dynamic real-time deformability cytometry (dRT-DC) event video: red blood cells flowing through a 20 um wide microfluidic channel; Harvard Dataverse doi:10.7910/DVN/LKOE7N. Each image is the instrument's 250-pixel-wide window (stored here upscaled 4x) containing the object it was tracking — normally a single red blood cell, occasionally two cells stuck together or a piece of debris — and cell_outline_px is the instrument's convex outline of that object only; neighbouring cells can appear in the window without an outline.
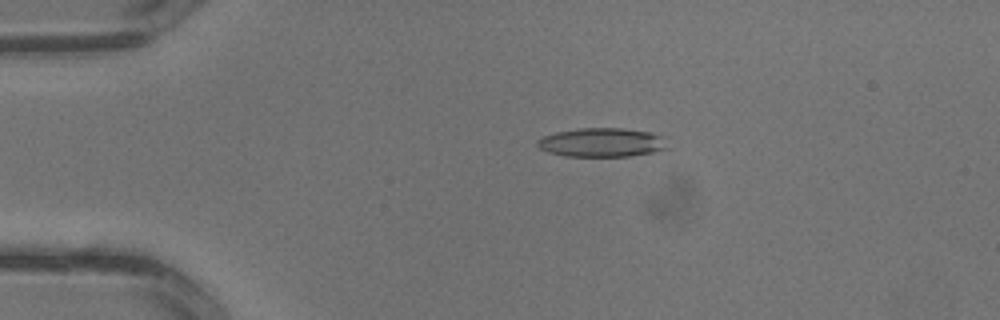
{"species": "common noctule bat (a hibernating species)", "species_latin": "Nyctalus noctula", "temperature_condition": "warm", "stored_images_in_passage": 3, "camera_frame_rate_fps": 3000, "um_per_image_px": 0.085, "animal": {"sex": "male", "body_mass_g": 13.3}, "frame": {"image": 1, "passage_image": 2, "time_ms": 0.333, "image_size_px": [1000, 320], "cell_outline_px": [[668, 148], [652, 152], [628, 156], [564, 156], [548, 152], [540, 148], [536, 144], [536, 140], [544, 136], [556, 132], [580, 128], [620, 128], [648, 132], [668, 136]], "centroid_in_image_um": [51.2, 12.1], "position_along_channel_um": 33.8, "area_um2": 22.08}}
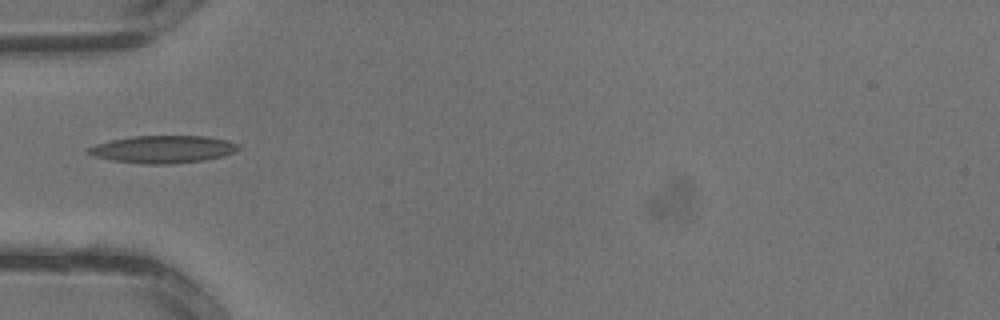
{"frame": {"image": 2, "passage_image": 3, "time_ms": 0.667, "image_size_px": [1000, 320], "cell_outline_px": [[240, 148], [224, 156], [204, 160], [168, 164], [144, 164], [112, 160], [96, 156], [88, 152], [88, 148], [96, 144], [112, 140], [132, 136], [208, 136], [228, 140], [240, 144]], "centroid_in_image_um": [13.91, 12.68], "position_along_channel_um": 71.1, "area_um2": 23.87}}